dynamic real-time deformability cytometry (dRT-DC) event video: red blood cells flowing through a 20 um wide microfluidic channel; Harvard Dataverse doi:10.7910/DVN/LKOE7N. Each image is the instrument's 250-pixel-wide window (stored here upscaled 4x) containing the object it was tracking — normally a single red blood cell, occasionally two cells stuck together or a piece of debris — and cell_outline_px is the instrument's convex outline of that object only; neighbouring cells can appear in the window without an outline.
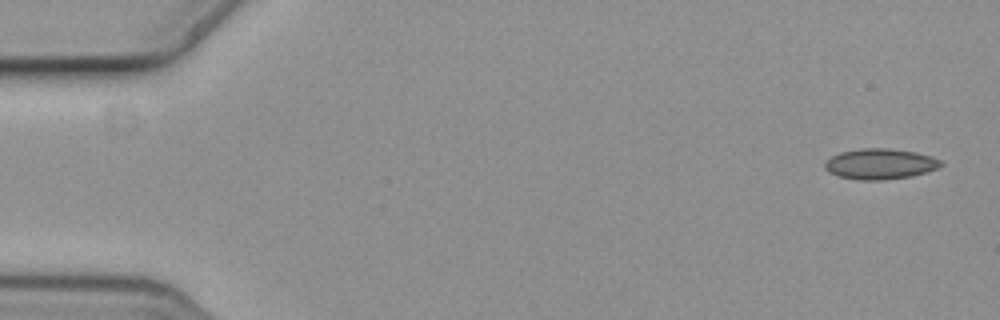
{"species": "common noctule bat (a hibernating species)", "species_latin": "Nyctalus noctula", "temperature_condition": "cold", "stored_images_in_passage": 11, "camera_frame_rate_fps": 3000, "um_per_image_px": 0.085, "animal": {"sex": "female", "body_mass_g": 19.3, "forearm_length_mm": 54.1}, "frame": {"image": 1, "passage_image": 1, "time_ms": 0.0, "image_size_px": [1000, 320], "cell_outline_px": [[944, 164], [936, 168], [924, 172], [908, 176], [880, 180], [860, 180], [840, 176], [828, 172], [824, 168], [824, 164], [832, 156], [840, 152], [860, 148], [888, 148], [916, 152], [932, 156], [940, 160]], "centroid_in_image_um": [74.79, 13.92], "position_along_channel_um": 10.2, "area_um2": 20.46}}
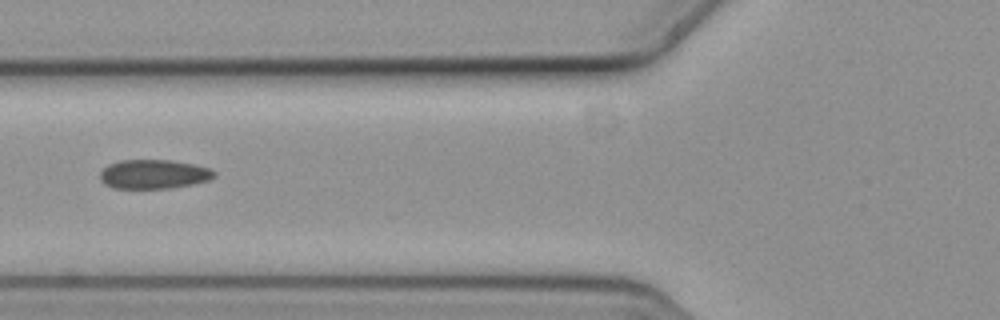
{"frame": {"image": 2, "passage_image": 6, "time_ms": 1.667, "image_size_px": [1000, 320], "cell_outline_px": [[216, 176], [208, 180], [192, 184], [172, 188], [112, 188], [104, 184], [100, 180], [100, 172], [108, 164], [120, 160], [172, 160], [196, 164], [208, 168], [216, 172]], "centroid_in_image_um": [13.06, 14.8], "position_along_channel_um": 112.7, "area_um2": 19.54}}
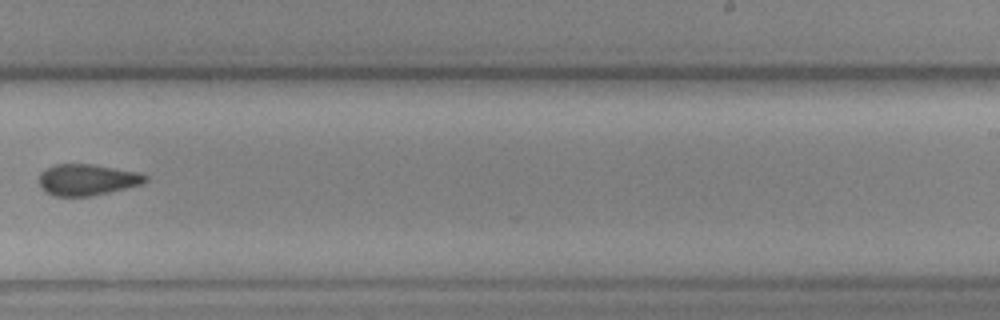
{"frame": {"image": 3, "passage_image": 10, "time_ms": 3.0, "image_size_px": [1000, 320], "cell_outline_px": [[148, 180], [140, 184], [92, 196], [52, 196], [44, 192], [40, 188], [40, 172], [52, 164], [92, 164], [140, 172], [148, 176]], "centroid_in_image_um": [7.37, 15.27], "position_along_channel_um": 281.6, "area_um2": 19.48}}